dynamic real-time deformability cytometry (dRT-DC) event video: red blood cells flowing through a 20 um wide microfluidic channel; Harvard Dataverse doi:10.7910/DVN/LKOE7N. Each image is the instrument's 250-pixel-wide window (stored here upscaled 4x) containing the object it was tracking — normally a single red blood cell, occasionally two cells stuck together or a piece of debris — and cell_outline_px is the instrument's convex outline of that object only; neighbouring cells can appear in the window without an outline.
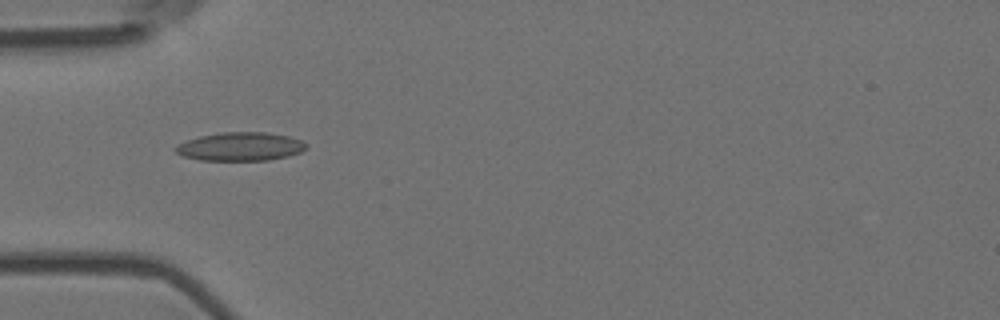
{"species": "Egyptian fruit bat (a non-hibernating species)", "species_latin": "Rousettus aegyptiacus", "temperature_condition": "room temperature", "stored_images_in_passage": 7, "camera_frame_rate_fps": 3000, "um_per_image_px": 0.085, "animal": {"sex": "female"}, "frame": {"image": 1, "passage_image": 4, "time_ms": 1.0, "image_size_px": [1000, 320], "cell_outline_px": [[308, 148], [300, 152], [288, 156], [268, 160], [200, 160], [180, 156], [172, 148], [176, 144], [200, 136], [220, 132], [268, 132], [288, 136], [300, 140]], "centroid_in_image_um": [20.38, 12.46], "position_along_channel_um": 64.6, "area_um2": 21.79}}
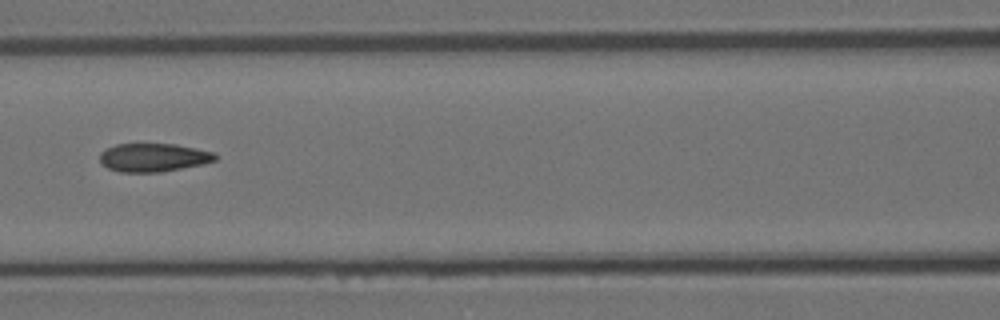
{"frame": {"image": 2, "passage_image": 6, "time_ms": 1.667, "image_size_px": [1000, 320], "cell_outline_px": [[216, 160], [200, 164], [160, 172], [120, 172], [108, 168], [100, 160], [100, 152], [116, 144], [176, 144], [216, 152]], "centroid_in_image_um": [13.05, 13.38], "position_along_channel_um": 153.6, "area_um2": 18.9}}
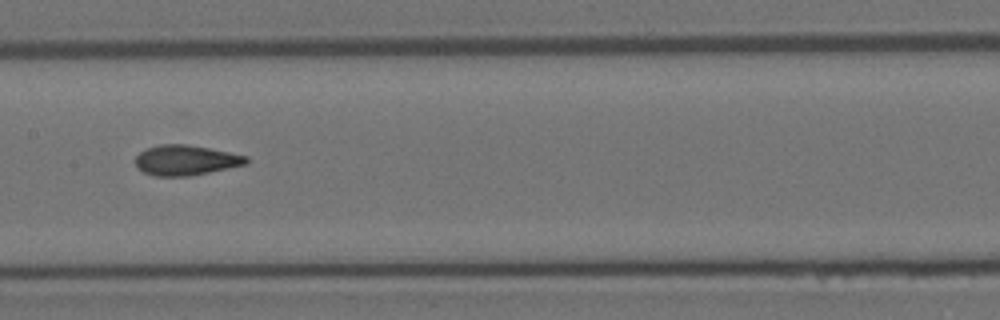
{"frame": {"image": 3, "passage_image": 7, "time_ms": 2.0, "image_size_px": [1000, 320], "cell_outline_px": [[248, 164], [188, 176], [156, 176], [144, 172], [136, 168], [136, 156], [140, 152], [148, 148], [160, 144], [184, 144], [208, 148], [248, 156]], "centroid_in_image_um": [15.78, 13.62], "position_along_channel_um": 191.6, "area_um2": 19.31}}